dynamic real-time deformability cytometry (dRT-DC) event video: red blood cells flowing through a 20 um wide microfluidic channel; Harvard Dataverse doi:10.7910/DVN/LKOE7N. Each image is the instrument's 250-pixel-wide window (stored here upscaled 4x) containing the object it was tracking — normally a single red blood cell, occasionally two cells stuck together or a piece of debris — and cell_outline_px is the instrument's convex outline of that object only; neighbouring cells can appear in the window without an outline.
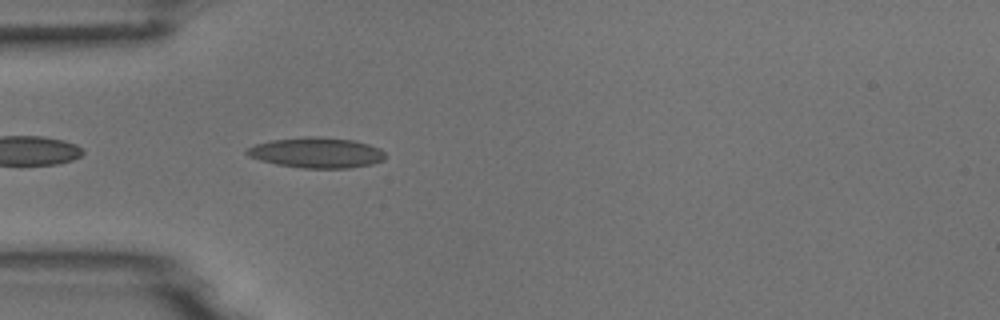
{"species": "common noctule bat (a hibernating species)", "species_latin": "Nyctalus noctula", "temperature_condition": "room temperature", "stored_images_in_passage": 4, "camera_frame_rate_fps": 3000, "um_per_image_px": 0.085, "animal": {"sex": "male", "body_mass_g": 18.8}, "frame": {"image": 1, "passage_image": 4, "time_ms": 1.0, "image_size_px": [1000, 320], "cell_outline_px": [[384, 160], [372, 164], [348, 168], [300, 168], [276, 164], [260, 160], [248, 156], [244, 152], [248, 148], [256, 144], [272, 140], [304, 136], [320, 136], [352, 140], [368, 144], [380, 148], [384, 152]], "centroid_in_image_um": [26.9, 12.97], "position_along_channel_um": 58.1, "area_um2": 24.62}}